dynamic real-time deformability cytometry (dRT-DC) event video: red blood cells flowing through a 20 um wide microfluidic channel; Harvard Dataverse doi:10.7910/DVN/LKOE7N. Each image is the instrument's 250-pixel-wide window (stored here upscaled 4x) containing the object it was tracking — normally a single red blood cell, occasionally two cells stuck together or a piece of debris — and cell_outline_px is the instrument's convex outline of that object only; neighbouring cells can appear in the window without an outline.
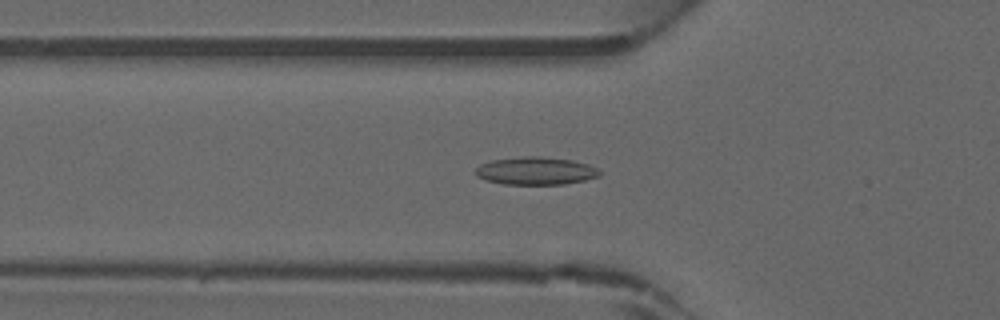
{"species": "common noctule bat (a hibernating species)", "species_latin": "Nyctalus noctula", "temperature_condition": "warm", "stored_images_in_passage": 40, "camera_frame_rate_fps": 3000, "um_per_image_px": 0.085, "animal": {"sex": "male", "forearm_length_mm": 52.5}, "frame": {"image": 1, "passage_image": 16, "time_ms": 5.0, "image_size_px": [1000, 320], "cell_outline_px": [[600, 176], [584, 180], [564, 184], [504, 184], [484, 180], [476, 176], [476, 168], [480, 164], [492, 160], [520, 156], [540, 156], [572, 160], [588, 164], [600, 168]], "centroid_in_image_um": [45.54, 14.52], "position_along_channel_um": 80.3, "area_um2": 20.23}}
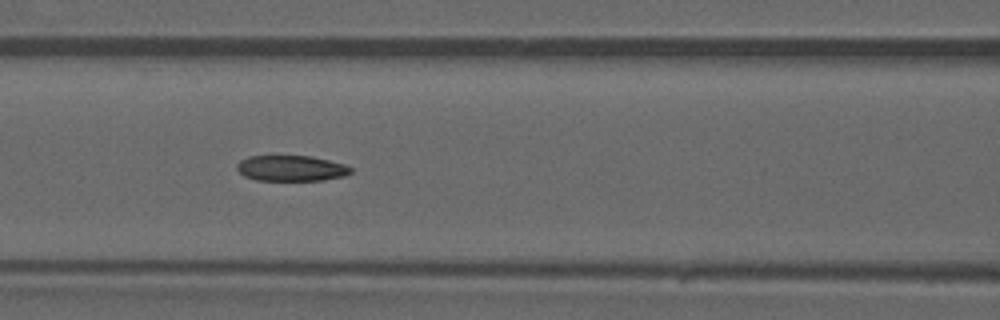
{"frame": {"image": 2, "passage_image": 20, "time_ms": 6.333, "image_size_px": [1000, 320], "cell_outline_px": [[352, 172], [344, 176], [324, 180], [256, 180], [244, 176], [236, 168], [236, 164], [240, 160], [248, 156], [312, 156], [344, 164], [352, 168]], "centroid_in_image_um": [24.74, 14.3], "position_along_channel_um": 141.9, "area_um2": 17.05}}
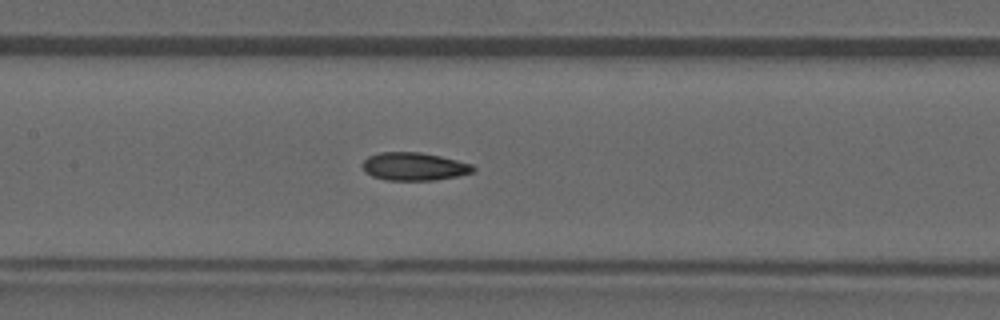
{"frame": {"image": 3, "passage_image": 22, "time_ms": 7.0, "image_size_px": [1000, 320], "cell_outline_px": [[476, 168], [472, 172], [456, 176], [436, 180], [384, 180], [372, 176], [364, 172], [360, 164], [368, 156], [380, 152], [420, 152], [440, 156], [472, 164]], "centroid_in_image_um": [35.14, 14.15], "position_along_channel_um": 172.3, "area_um2": 18.15}}